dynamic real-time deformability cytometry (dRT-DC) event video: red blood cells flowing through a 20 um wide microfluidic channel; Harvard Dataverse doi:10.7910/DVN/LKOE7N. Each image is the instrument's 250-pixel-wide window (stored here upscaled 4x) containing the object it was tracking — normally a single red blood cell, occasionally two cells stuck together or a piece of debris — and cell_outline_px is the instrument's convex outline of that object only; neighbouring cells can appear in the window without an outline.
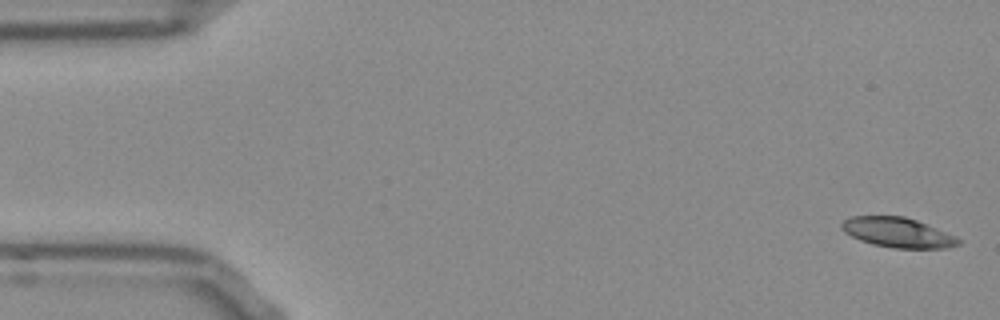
{"species": "Egyptian fruit bat (a non-hibernating species)", "species_latin": "Rousettus aegyptiacus", "temperature_condition": "room temperature", "stored_images_in_passage": 52, "camera_frame_rate_fps": 3000, "um_per_image_px": 0.085, "frame": {"image": 1, "passage_image": 1, "time_ms": 0.0, "image_size_px": [1000, 320], "cell_outline_px": [[960, 244], [944, 248], [896, 248], [872, 244], [860, 240], [844, 232], [840, 228], [840, 224], [844, 220], [852, 216], [904, 216], [916, 220], [956, 236], [960, 240]], "centroid_in_image_um": [76.28, 19.76], "position_along_channel_um": 8.7, "area_um2": 20.17}}
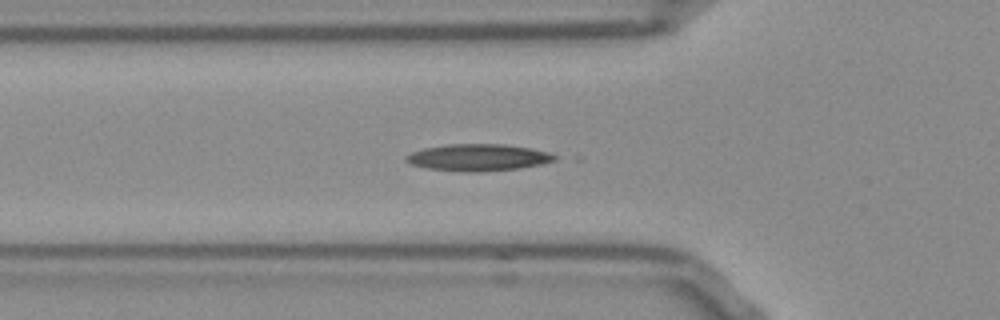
{"frame": {"image": 2, "passage_image": 17, "time_ms": 5.333, "image_size_px": [1000, 320], "cell_outline_px": [[556, 160], [540, 164], [520, 168], [484, 172], [464, 172], [428, 168], [412, 164], [404, 160], [404, 156], [412, 152], [424, 148], [448, 144], [504, 144], [528, 148], [548, 152], [556, 156]], "centroid_in_image_um": [40.62, 13.39], "position_along_channel_um": 85.2, "area_um2": 23.18}}
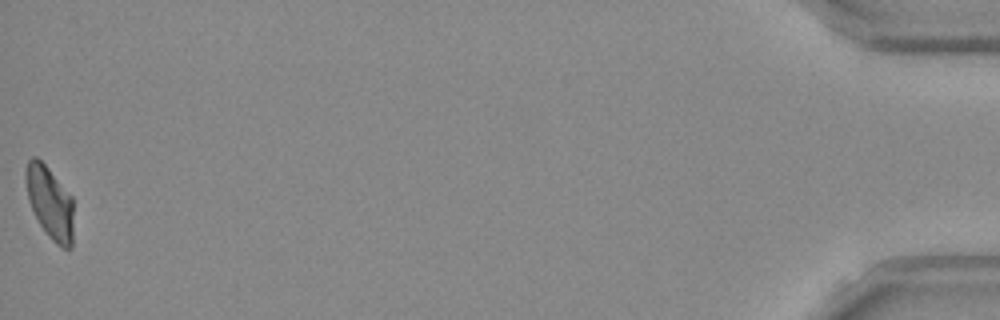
{"frame": {"image": 3, "passage_image": 52, "time_ms": 17.0, "image_size_px": [1000, 320], "cell_outline_px": [[72, 248], [60, 248], [48, 236], [40, 224], [28, 200], [24, 176], [24, 172], [28, 160], [32, 156], [36, 156], [48, 168], [72, 196]], "centroid_in_image_um": [4.22, 17.2], "position_along_channel_um": 431.0, "area_um2": 20.11}}